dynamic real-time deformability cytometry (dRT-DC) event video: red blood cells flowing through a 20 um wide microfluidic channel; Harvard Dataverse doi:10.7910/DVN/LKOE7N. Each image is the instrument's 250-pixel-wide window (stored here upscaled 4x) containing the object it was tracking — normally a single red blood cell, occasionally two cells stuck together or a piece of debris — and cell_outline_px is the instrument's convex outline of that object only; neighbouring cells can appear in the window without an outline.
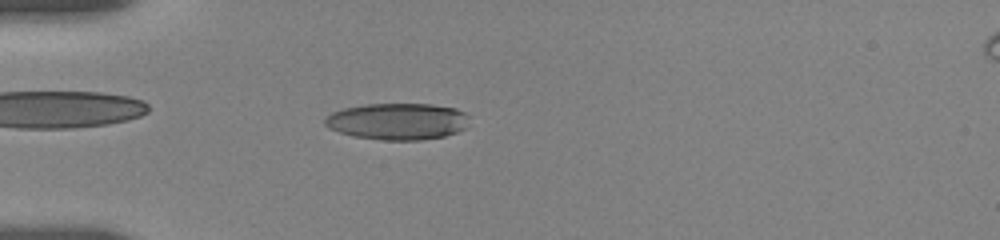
{"species": "human", "species_latin": "Homo sapiens", "temperature_condition": "room temperature", "stored_images_in_passage": 24, "camera_frame_rate_fps": 3000, "um_per_image_px": 0.085, "donor": {"sex": "female"}, "frame": {"image": 1, "passage_image": 21, "time_ms": 5.333, "image_size_px": [1000, 240], "cell_outline_px": [[468, 116], [464, 128], [456, 132], [444, 136], [420, 140], [384, 140], [352, 136], [328, 128], [324, 124], [324, 116], [332, 112], [344, 108], [368, 104], [432, 104], [456, 108], [464, 112]], "centroid_in_image_um": [33.75, 10.31], "position_along_channel_um": 51.2, "area_um2": 30.81}}